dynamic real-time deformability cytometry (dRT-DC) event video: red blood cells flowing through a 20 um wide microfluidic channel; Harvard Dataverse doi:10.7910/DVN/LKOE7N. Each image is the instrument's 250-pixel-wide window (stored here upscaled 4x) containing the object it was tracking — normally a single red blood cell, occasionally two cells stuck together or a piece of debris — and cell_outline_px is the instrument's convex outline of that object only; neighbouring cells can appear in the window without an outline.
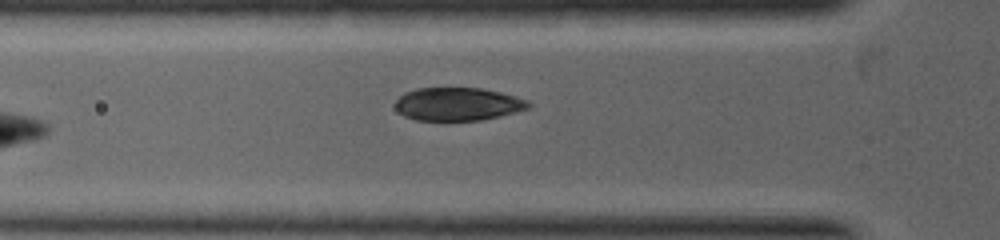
{"species": "common noctule bat (a hibernating species)", "species_latin": "Nyctalus noctula", "temperature_condition": "warm", "stored_images_in_passage": 3, "camera_frame_rate_fps": 5000, "um_per_image_px": 0.085, "animal": {"sex": "female", "body_mass_g": 19.0, "forearm_length_mm": 53.3}, "frame": {"image": 1, "passage_image": 3, "time_ms": 0.8, "image_size_px": [1000, 240], "cell_outline_px": [[532, 104], [528, 108], [516, 112], [500, 116], [480, 120], [416, 120], [404, 116], [396, 108], [396, 100], [404, 92], [416, 88], [480, 88], [500, 92], [528, 100]], "centroid_in_image_um": [38.92, 8.84], "position_along_channel_um": 86.9, "area_um2": 25.61}}